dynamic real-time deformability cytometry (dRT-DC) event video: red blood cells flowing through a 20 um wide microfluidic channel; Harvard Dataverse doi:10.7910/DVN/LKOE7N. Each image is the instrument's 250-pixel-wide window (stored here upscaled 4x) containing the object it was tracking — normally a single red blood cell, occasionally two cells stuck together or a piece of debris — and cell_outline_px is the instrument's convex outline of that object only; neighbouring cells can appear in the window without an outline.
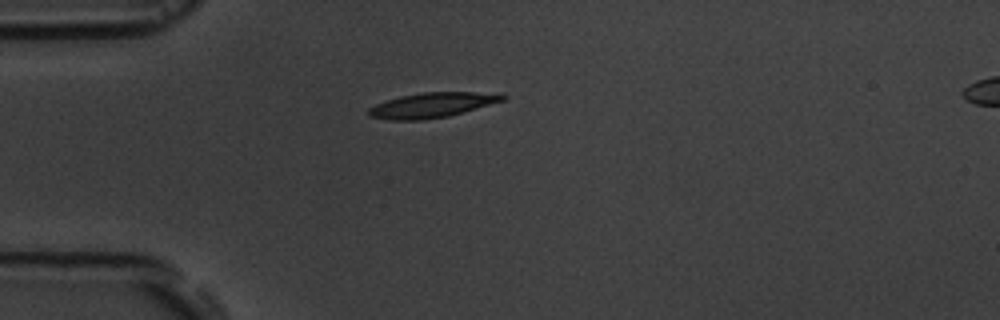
{"species": "common noctule bat (a hibernating species)", "species_latin": "Nyctalus noctula", "temperature_condition": "room temperature", "stored_images_in_passage": 2, "camera_frame_rate_fps": 3000, "um_per_image_px": 0.085, "animal": {"sex": "male", "body_mass_g": 19.5, "forearm_length_mm": 54.6}, "frame": {"image": 1, "passage_image": 1, "time_ms": 0.0, "image_size_px": [1000, 320], "cell_outline_px": [[508, 96], [504, 100], [448, 116], [420, 120], [392, 120], [368, 116], [368, 108], [376, 104], [400, 96], [420, 92], [504, 92]], "centroid_in_image_um": [36.77, 8.91], "position_along_channel_um": 48.2, "area_um2": 19.54}}